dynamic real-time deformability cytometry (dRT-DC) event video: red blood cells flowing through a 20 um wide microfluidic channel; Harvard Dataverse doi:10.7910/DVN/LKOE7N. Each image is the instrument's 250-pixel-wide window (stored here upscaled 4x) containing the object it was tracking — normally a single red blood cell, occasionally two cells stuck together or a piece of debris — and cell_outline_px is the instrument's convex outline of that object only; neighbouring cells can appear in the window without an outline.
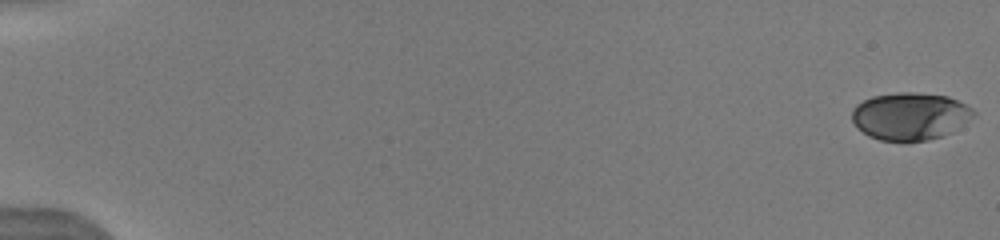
{"species": "human", "species_latin": "Homo sapiens", "temperature_condition": "warm", "stored_images_in_passage": 70, "camera_frame_rate_fps": 3000, "um_per_image_px": 0.085, "donor": {"sex": "male"}, "frame": {"image": 1, "passage_image": 1, "time_ms": 0.0, "image_size_px": [1000, 240], "cell_outline_px": [[976, 112], [952, 132], [928, 140], [880, 140], [868, 136], [856, 128], [852, 120], [852, 108], [856, 104], [872, 96], [900, 92], [916, 92], [948, 96], [972, 108]], "centroid_in_image_um": [77.3, 9.86], "position_along_channel_um": 7.7, "area_um2": 33.41}}
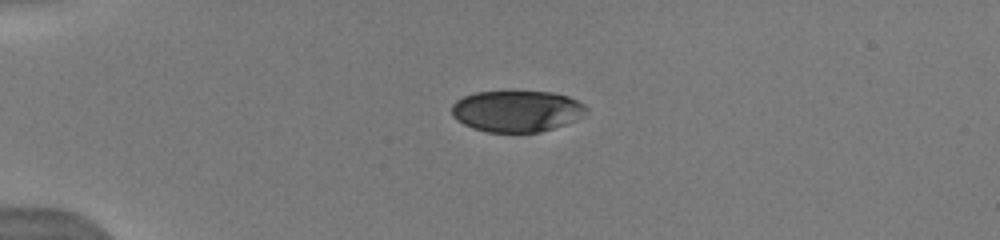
{"frame": {"image": 2, "passage_image": 17, "time_ms": 4.333, "image_size_px": [1000, 240], "cell_outline_px": [[588, 108], [576, 120], [540, 132], [488, 132], [472, 128], [456, 120], [452, 116], [452, 104], [456, 100], [464, 96], [476, 92], [552, 92], [568, 96], [584, 104]], "centroid_in_image_um": [43.89, 9.45], "position_along_channel_um": 41.1, "area_um2": 32.25}, "authors_computed_cell_mechanics": {"area_um2": 35.3447, "velocity_mm_per_s": 4.0753, "shape_relaxation_time_tau1_ms": 4.4192, "shape_relaxation_time_tau2_ms": 1.1776, "deformation_change_tau1": 0.1526, "deformation_change_tau2": 0.051}}